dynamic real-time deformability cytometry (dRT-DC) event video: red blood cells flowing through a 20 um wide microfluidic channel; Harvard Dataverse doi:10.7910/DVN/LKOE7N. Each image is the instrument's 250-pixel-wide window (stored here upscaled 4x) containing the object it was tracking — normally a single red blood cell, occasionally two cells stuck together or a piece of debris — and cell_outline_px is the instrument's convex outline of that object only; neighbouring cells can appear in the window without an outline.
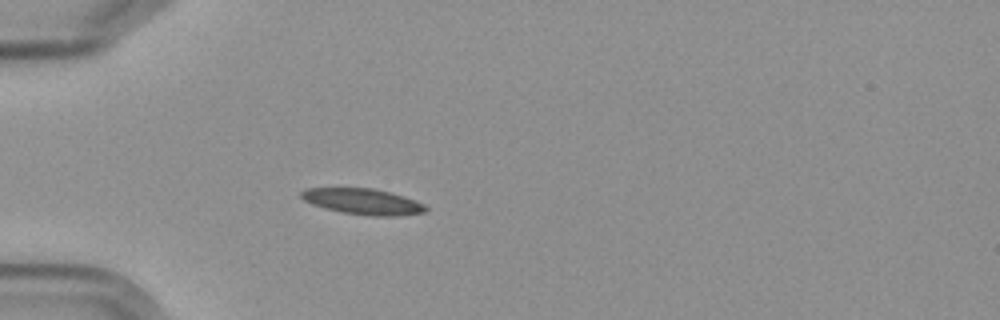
{"species": "Egyptian fruit bat (a non-hibernating species)", "species_latin": "Rousettus aegyptiacus", "temperature_condition": "cold", "stored_images_in_passage": 4, "camera_frame_rate_fps": 3000, "um_per_image_px": 0.085, "frame": {"image": 1, "passage_image": 4, "time_ms": 4.333, "image_size_px": [1000, 320], "cell_outline_px": [[428, 212], [400, 216], [372, 216], [340, 212], [324, 208], [312, 204], [304, 200], [300, 196], [300, 192], [304, 188], [372, 188], [404, 196], [424, 204], [428, 208]], "centroid_in_image_um": [30.85, 17.14], "position_along_channel_um": 54.1, "area_um2": 18.9}}